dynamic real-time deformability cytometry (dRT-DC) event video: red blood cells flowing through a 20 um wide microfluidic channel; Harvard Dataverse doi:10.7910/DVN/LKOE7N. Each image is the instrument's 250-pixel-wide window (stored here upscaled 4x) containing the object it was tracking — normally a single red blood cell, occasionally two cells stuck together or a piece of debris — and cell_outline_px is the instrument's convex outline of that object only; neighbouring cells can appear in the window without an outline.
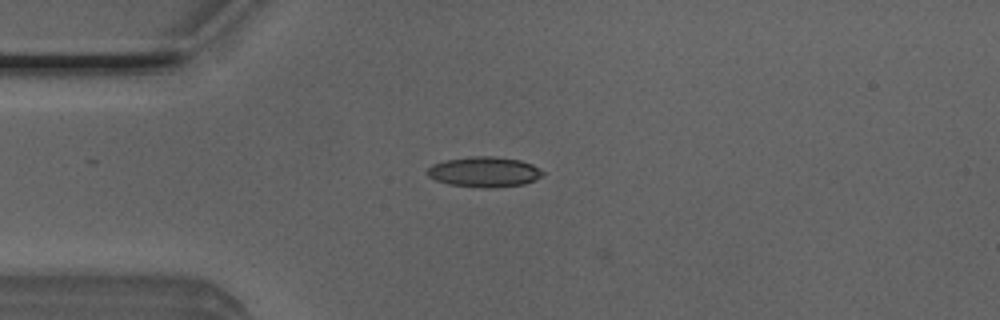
{"species": "Egyptian fruit bat (a non-hibernating species)", "species_latin": "Rousettus aegyptiacus", "temperature_condition": "room temperature", "stored_images_in_passage": 38, "camera_frame_rate_fps": 3000, "um_per_image_px": 0.085, "animal": {"sex": "male"}, "frame": {"image": 1, "passage_image": 1, "time_ms": 0.0, "image_size_px": [1000, 320], "cell_outline_px": [[544, 176], [536, 180], [524, 184], [492, 188], [480, 188], [448, 184], [436, 180], [428, 176], [424, 172], [432, 164], [444, 160], [472, 156], [492, 156], [520, 160], [532, 164], [544, 172]], "centroid_in_image_um": [41.15, 14.62], "position_along_channel_um": 43.8, "area_um2": 20.63}}
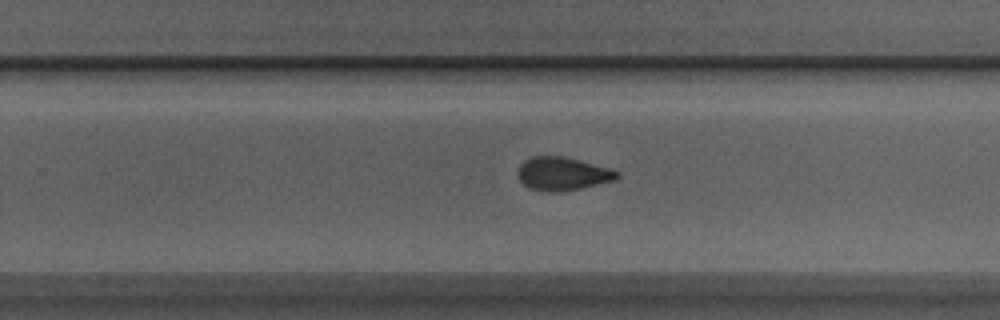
{"frame": {"image": 2, "passage_image": 20, "time_ms": 6.333, "image_size_px": [1000, 320], "cell_outline_px": [[620, 176], [616, 180], [580, 188], [560, 192], [544, 192], [528, 188], [520, 180], [516, 172], [520, 164], [524, 160], [532, 156], [564, 156], [580, 160], [608, 168], [620, 172]], "centroid_in_image_um": [47.79, 14.77], "position_along_channel_um": 282.0, "area_um2": 19.42}}
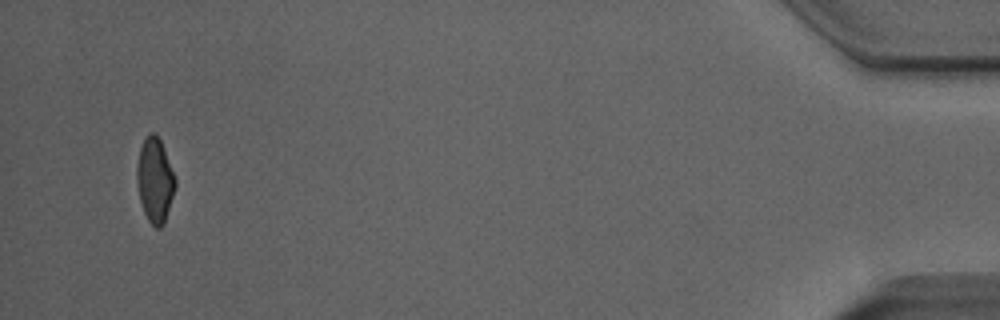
{"frame": {"image": 3, "passage_image": 37, "time_ms": 12.0, "image_size_px": [1000, 320], "cell_outline_px": [[176, 188], [164, 224], [160, 228], [156, 228], [148, 220], [144, 212], [140, 200], [136, 180], [136, 168], [140, 148], [148, 132], [156, 132], [164, 148], [176, 180]], "centroid_in_image_um": [13.17, 15.31], "position_along_channel_um": 422.0, "area_um2": 19.02}, "authors_computed_cell_mechanics": {"area_um2": 19.4497, "velocity_mm_per_s": 4.0242, "shape_relaxation_time_tau1_ms": 5.9936, "shape_relaxation_time_tau2_ms": 1.7766, "deformation_change_tau1": 0.1668, "deformation_change_tau2": 0.0796}}